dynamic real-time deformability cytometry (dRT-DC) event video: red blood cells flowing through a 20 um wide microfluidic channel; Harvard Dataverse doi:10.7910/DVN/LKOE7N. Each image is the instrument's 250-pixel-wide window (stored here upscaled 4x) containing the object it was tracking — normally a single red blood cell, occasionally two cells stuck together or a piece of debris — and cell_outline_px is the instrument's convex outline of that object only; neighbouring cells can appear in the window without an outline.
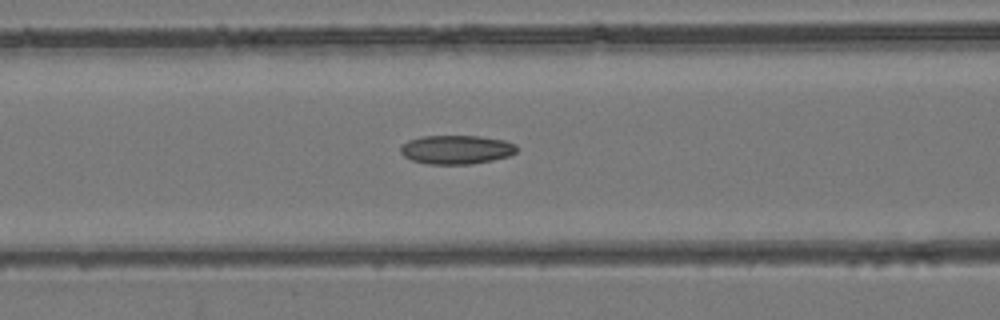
{"species": "common noctule bat (a hibernating species)", "species_latin": "Nyctalus noctula", "temperature_condition": "room temperature", "stored_images_in_passage": 31, "camera_frame_rate_fps": 3000, "um_per_image_px": 0.085, "animal": {"sex": "female", "body_mass_g": 24.6, "forearm_length_mm": 56.2}, "frame": {"image": 1, "passage_image": 9, "time_ms": 2.667, "image_size_px": [1000, 320], "cell_outline_px": [[520, 148], [516, 152], [508, 156], [492, 160], [472, 164], [428, 164], [412, 160], [404, 156], [400, 152], [400, 148], [408, 140], [420, 136], [476, 136], [504, 140], [516, 144]], "centroid_in_image_um": [38.81, 12.71], "position_along_channel_um": 127.8, "area_um2": 19.59}}
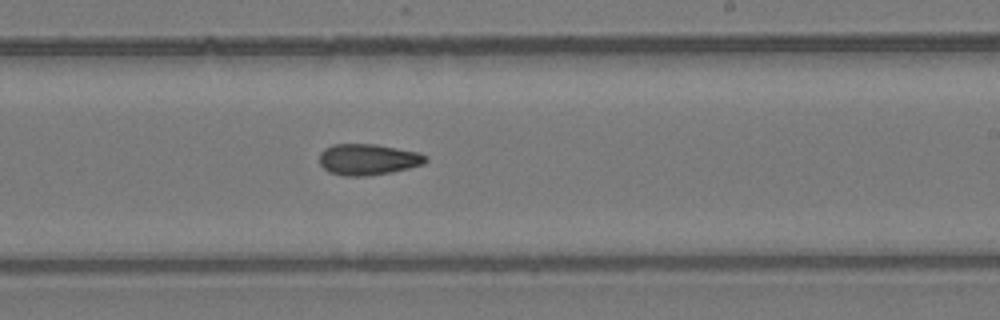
{"frame": {"image": 2, "passage_image": 18, "time_ms": 5.667, "image_size_px": [1000, 320], "cell_outline_px": [[428, 160], [424, 164], [392, 172], [364, 176], [344, 176], [328, 172], [320, 164], [320, 152], [324, 148], [332, 144], [376, 144], [420, 152], [428, 156]], "centroid_in_image_um": [31.29, 13.54], "position_along_channel_um": 257.7, "area_um2": 19.48}}
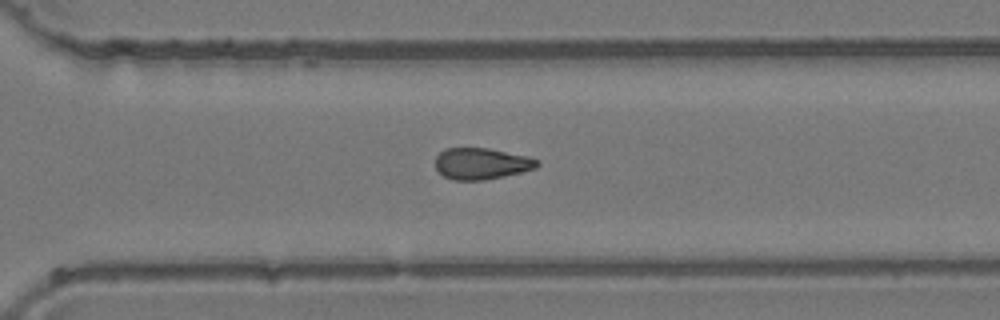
{"frame": {"image": 3, "passage_image": 23, "time_ms": 7.333, "image_size_px": [1000, 320], "cell_outline_px": [[540, 164], [536, 168], [504, 176], [484, 180], [452, 180], [444, 176], [436, 168], [436, 156], [440, 152], [448, 148], [488, 148], [528, 156], [540, 160]], "centroid_in_image_um": [40.95, 13.9], "position_along_channel_um": 329.7, "area_um2": 18.61}}